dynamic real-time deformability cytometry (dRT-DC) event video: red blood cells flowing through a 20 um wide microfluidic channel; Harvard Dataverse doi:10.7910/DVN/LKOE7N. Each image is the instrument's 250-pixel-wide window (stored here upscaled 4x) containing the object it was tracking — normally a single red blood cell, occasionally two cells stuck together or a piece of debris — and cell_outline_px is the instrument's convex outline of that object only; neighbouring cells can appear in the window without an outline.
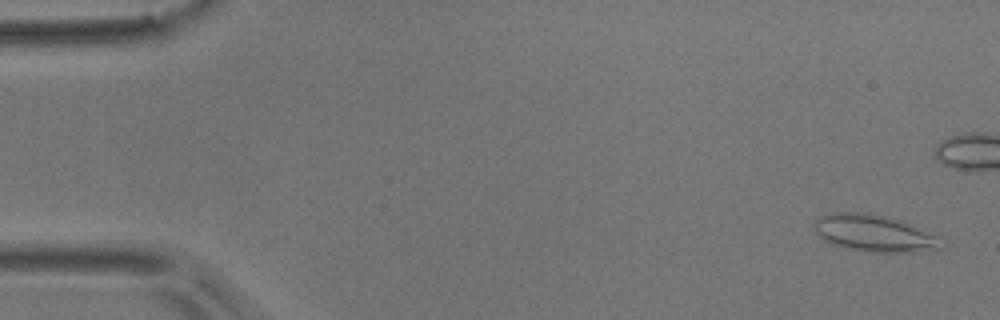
{"species": "common noctule bat (a hibernating species)", "species_latin": "Nyctalus noctula", "temperature_condition": "room temperature", "stored_images_in_passage": 50, "camera_frame_rate_fps": 3000, "um_per_image_px": 0.085, "animal": {"sex": "male", "body_mass_g": 17.9}, "frame": {"image": 1, "passage_image": 2, "time_ms": 0.333, "image_size_px": [1000, 320], "cell_outline_px": [[944, 244], [940, 248], [924, 252], [864, 252], [844, 248], [832, 244], [824, 240], [816, 232], [812, 224], [820, 216], [832, 212], [868, 212], [888, 216], [912, 224], [936, 236]], "centroid_in_image_um": [74.29, 19.82], "position_along_channel_um": 10.7, "area_um2": 27.69}}
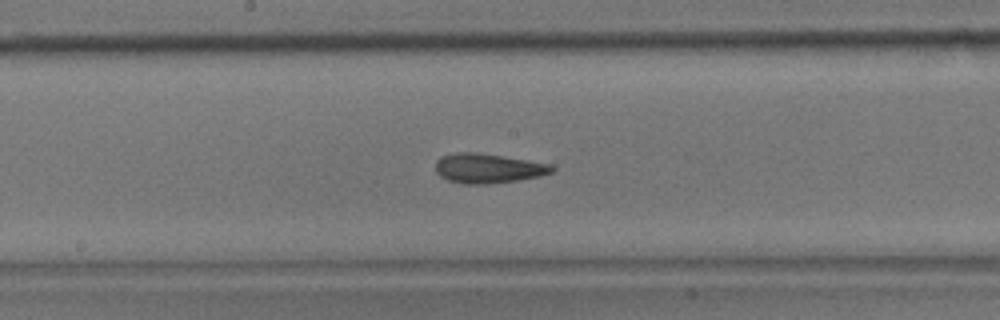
{"frame": {"image": 2, "passage_image": 28, "time_ms": 9.0, "image_size_px": [1000, 320], "cell_outline_px": [[556, 168], [552, 172], [540, 176], [520, 180], [488, 184], [464, 184], [448, 180], [440, 176], [436, 172], [436, 160], [440, 156], [456, 152], [476, 152], [528, 160], [552, 164]], "centroid_in_image_um": [41.49, 14.31], "position_along_channel_um": 206.7, "area_um2": 20.23}}
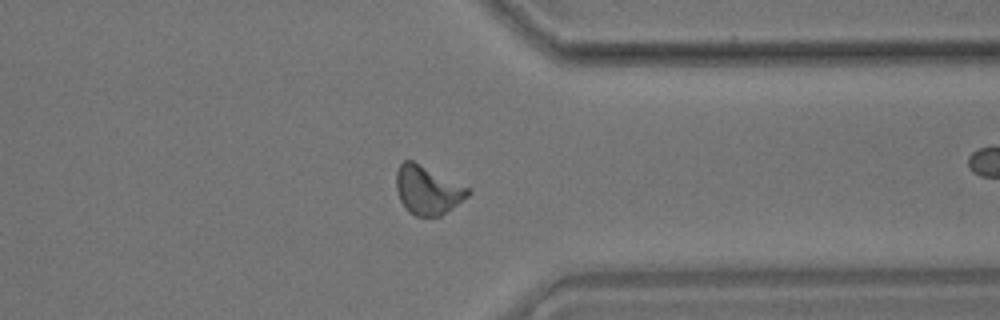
{"frame": {"image": 3, "passage_image": 42, "time_ms": 13.667, "image_size_px": [1000, 320], "cell_outline_px": [[472, 192], [468, 196], [452, 208], [440, 216], [416, 216], [408, 212], [400, 200], [396, 188], [396, 172], [400, 164], [404, 160], [412, 160], [472, 188]], "centroid_in_image_um": [36.36, 16.15], "position_along_channel_um": 375.0, "area_um2": 20.46}, "authors_computed_cell_mechanics": {"area_um2": 19.7387, "velocity_mm_per_s": 3.6951, "shape_relaxation_time_tau1_ms": null, "shape_relaxation_time_tau2_ms": 2.2282, "deformation_change_tau1": null, "deformation_change_tau2": 0.0961}}